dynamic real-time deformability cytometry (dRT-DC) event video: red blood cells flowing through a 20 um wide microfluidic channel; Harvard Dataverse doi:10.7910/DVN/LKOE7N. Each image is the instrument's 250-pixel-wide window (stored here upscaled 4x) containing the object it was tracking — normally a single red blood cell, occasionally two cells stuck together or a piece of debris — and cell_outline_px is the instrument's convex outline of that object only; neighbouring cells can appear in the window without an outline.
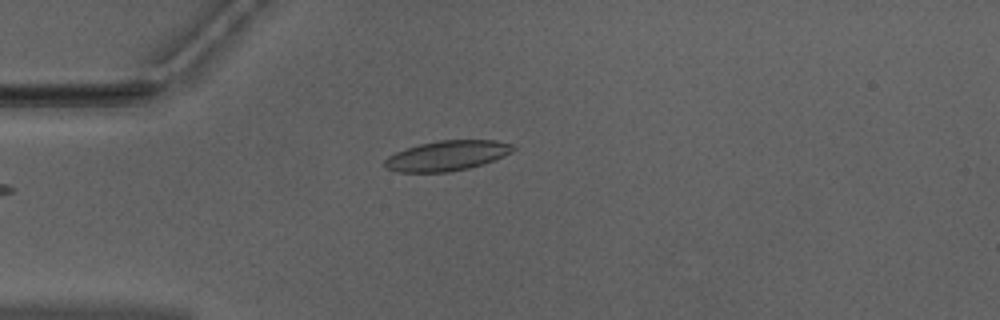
{"species": "Egyptian fruit bat (a non-hibernating species)", "species_latin": "Rousettus aegyptiacus", "temperature_condition": "warm", "stored_images_in_passage": 39, "camera_frame_rate_fps": 3000, "um_per_image_px": 0.085, "animal": {"sex": "male"}, "frame": {"image": 1, "passage_image": 1, "time_ms": 0.0, "image_size_px": [1000, 320], "cell_outline_px": [[516, 148], [512, 152], [504, 156], [484, 164], [468, 168], [448, 172], [396, 172], [384, 168], [384, 160], [388, 156], [396, 152], [420, 144], [436, 140], [496, 140], [512, 144]], "centroid_in_image_um": [38.0, 13.23], "position_along_channel_um": 47.0, "area_um2": 22.6}}
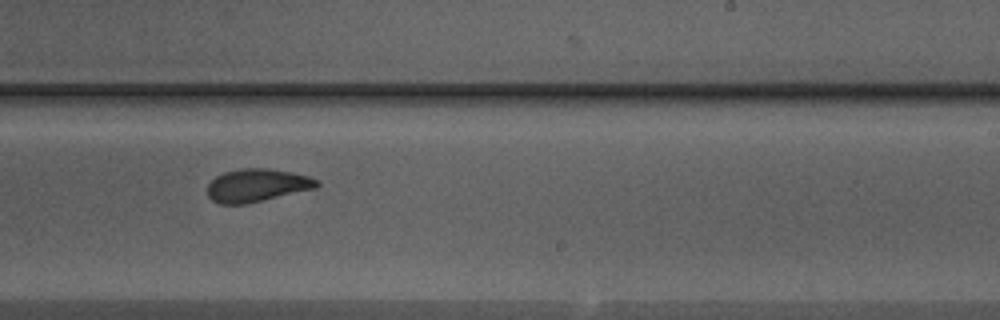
{"frame": {"image": 2, "passage_image": 19, "time_ms": 6.0, "image_size_px": [1000, 320], "cell_outline_px": [[320, 184], [316, 188], [244, 204], [220, 204], [212, 200], [208, 196], [208, 184], [216, 176], [224, 172], [244, 168], [268, 168], [292, 172], [308, 176], [316, 180]], "centroid_in_image_um": [21.83, 15.75], "position_along_channel_um": 267.2, "area_um2": 20.81}}
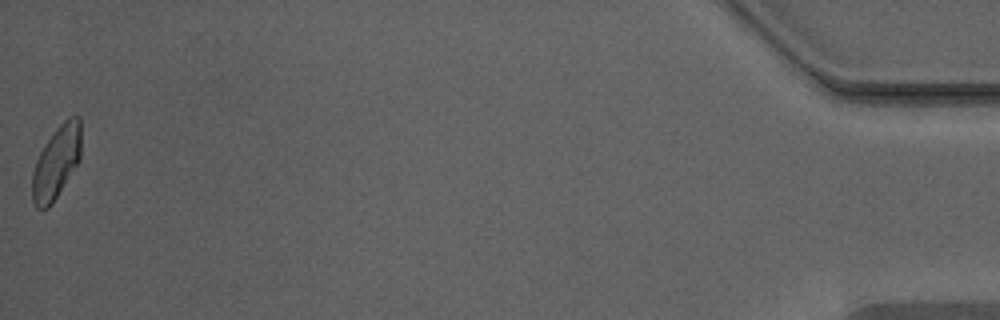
{"frame": {"image": 3, "passage_image": 39, "time_ms": 12.667, "image_size_px": [1000, 320], "cell_outline_px": [[80, 160], [52, 204], [48, 208], [36, 208], [32, 200], [32, 172], [36, 160], [40, 152], [56, 128], [68, 116], [80, 116]], "centroid_in_image_um": [4.79, 13.81], "position_along_channel_um": 430.4, "area_um2": 20.58}, "authors_computed_cell_mechanics": {"area_um2": 21.3282, "velocity_mm_per_s": 3.9571, "shape_relaxation_time_tau1_ms": 3.9108, "shape_relaxation_time_tau2_ms": 1.2077, "deformation_change_tau1": 0.1395, "deformation_change_tau2": 0.0691}}